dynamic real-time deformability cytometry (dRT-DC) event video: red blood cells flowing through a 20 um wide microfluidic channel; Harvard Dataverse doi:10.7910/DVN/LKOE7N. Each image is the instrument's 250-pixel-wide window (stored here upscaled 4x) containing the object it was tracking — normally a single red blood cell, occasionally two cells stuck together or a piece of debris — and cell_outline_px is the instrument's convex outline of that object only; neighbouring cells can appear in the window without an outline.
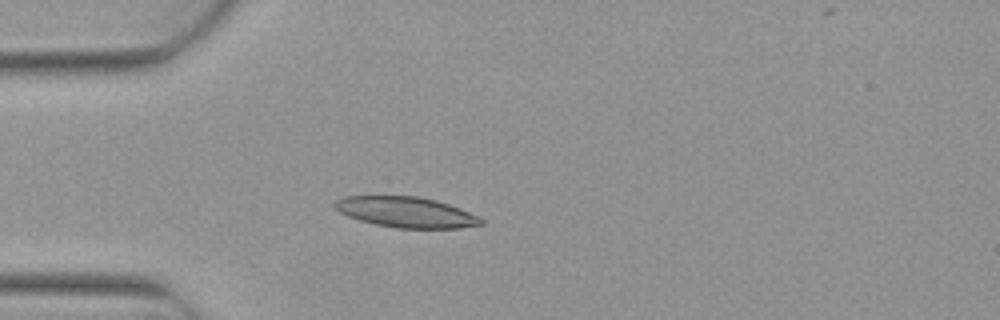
{"species": "Egyptian fruit bat (a non-hibernating species)", "species_latin": "Rousettus aegyptiacus", "temperature_condition": "warm", "stored_images_in_passage": 4, "camera_frame_rate_fps": 3000, "um_per_image_px": 0.085, "animal": {"sex": "female"}, "frame": {"image": 1, "passage_image": 4, "time_ms": 1.0, "image_size_px": [1000, 320], "cell_outline_px": [[484, 224], [460, 228], [396, 228], [376, 224], [360, 220], [348, 216], [340, 212], [332, 204], [336, 200], [344, 196], [416, 196], [436, 200], [460, 208], [480, 216], [484, 220]], "centroid_in_image_um": [34.55, 18.03], "position_along_channel_um": 50.5, "area_um2": 26.07}}